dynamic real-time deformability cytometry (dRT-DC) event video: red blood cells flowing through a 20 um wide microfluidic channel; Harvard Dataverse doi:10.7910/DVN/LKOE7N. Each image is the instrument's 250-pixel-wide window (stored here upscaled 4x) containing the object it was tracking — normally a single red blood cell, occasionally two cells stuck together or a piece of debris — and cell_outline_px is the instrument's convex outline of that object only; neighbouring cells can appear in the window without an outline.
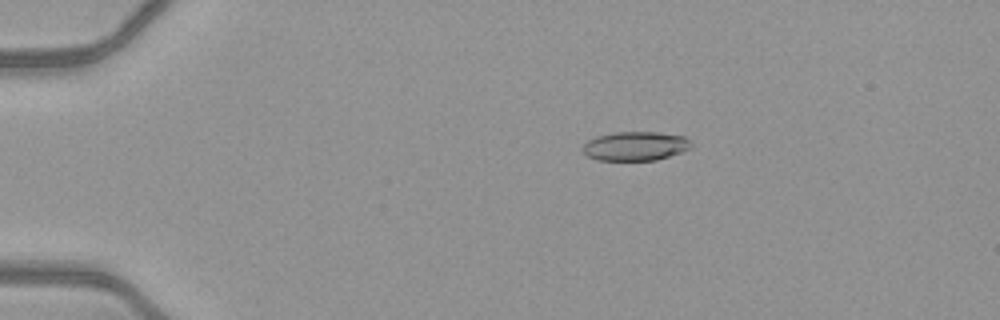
{"species": "common noctule bat (a hibernating species)", "species_latin": "Nyctalus noctula", "temperature_condition": "warm", "stored_images_in_passage": 52, "camera_frame_rate_fps": 3000, "um_per_image_px": 0.085, "animal": {"sex": "female", "body_mass_g": 21.9}, "frame": {"image": 1, "passage_image": 11, "time_ms": 3.333, "image_size_px": [1000, 320], "cell_outline_px": [[692, 148], [656, 160], [596, 160], [588, 156], [580, 148], [588, 140], [596, 136], [612, 132], [656, 132], [684, 136], [692, 144]], "centroid_in_image_um": [53.97, 12.41], "position_along_channel_um": 31.0, "area_um2": 18.38}}
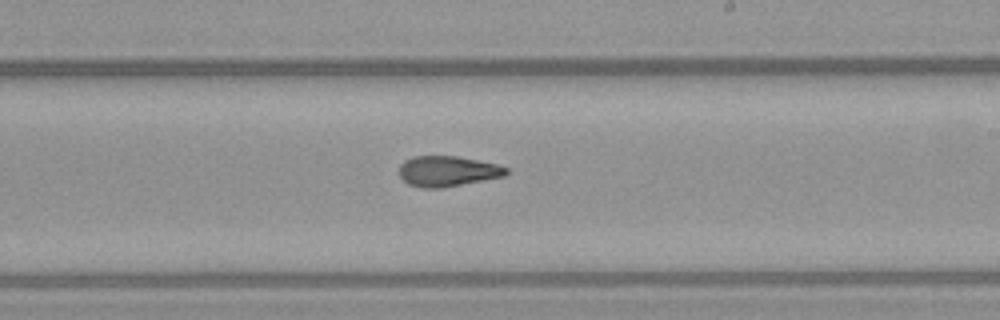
{"frame": {"image": 2, "passage_image": 32, "time_ms": 10.333, "image_size_px": [1000, 320], "cell_outline_px": [[508, 172], [504, 176], [440, 188], [424, 188], [408, 184], [400, 176], [400, 164], [404, 160], [412, 156], [456, 156], [496, 164], [508, 168]], "centroid_in_image_um": [38.01, 14.54], "position_along_channel_um": 251.0, "area_um2": 18.79}}
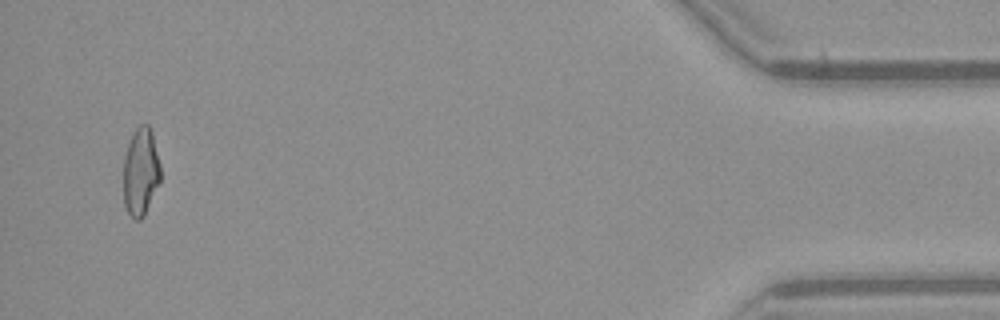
{"frame": {"image": 3, "passage_image": 50, "time_ms": 16.333, "image_size_px": [1000, 320], "cell_outline_px": [[160, 180], [144, 216], [140, 220], [136, 220], [128, 212], [124, 204], [124, 156], [128, 144], [136, 128], [140, 124], [148, 124], [152, 132], [160, 164]], "centroid_in_image_um": [11.96, 14.6], "position_along_channel_um": 423.2, "area_um2": 18.79}, "authors_computed_cell_mechanics": {"area_um2": 19.363, "velocity_mm_per_s": 4.1381, "shape_relaxation_time_tau1_ms": 8.8328, "shape_relaxation_time_tau2_ms": 2.5677, "deformation_change_tau1": 0.261, "deformation_change_tau2": 0.1078}}